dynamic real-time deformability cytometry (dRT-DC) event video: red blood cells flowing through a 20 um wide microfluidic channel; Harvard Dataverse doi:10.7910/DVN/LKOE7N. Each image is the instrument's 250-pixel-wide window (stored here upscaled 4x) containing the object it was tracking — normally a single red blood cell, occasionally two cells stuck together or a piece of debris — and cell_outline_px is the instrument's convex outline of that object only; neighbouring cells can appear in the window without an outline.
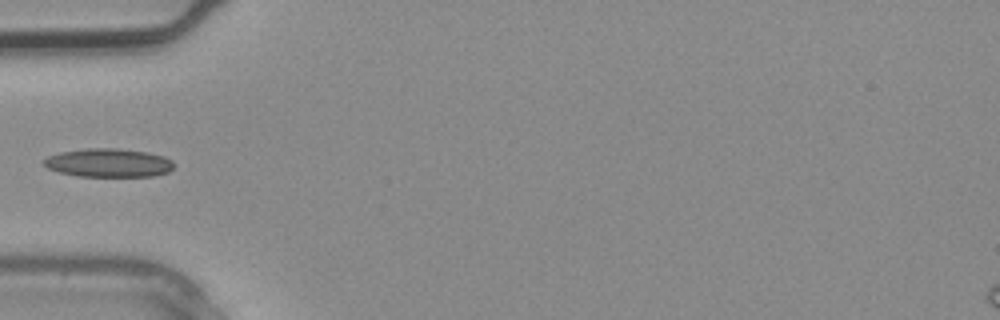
{"species": "common noctule bat (a hibernating species)", "species_latin": "Nyctalus noctula", "temperature_condition": "warm", "stored_images_in_passage": 3, "camera_frame_rate_fps": 3000, "um_per_image_px": 0.085, "animal": {"sex": "male", "body_mass_g": 20.4}, "frame": {"image": 1, "passage_image": 3, "time_ms": 0.667, "image_size_px": [1000, 320], "cell_outline_px": [[176, 164], [168, 172], [152, 176], [80, 176], [60, 172], [48, 168], [44, 164], [44, 160], [48, 156], [60, 152], [88, 148], [116, 148], [148, 152], [164, 156], [172, 160]], "centroid_in_image_um": [9.27, 13.83], "position_along_channel_um": 75.7, "area_um2": 21.56}}